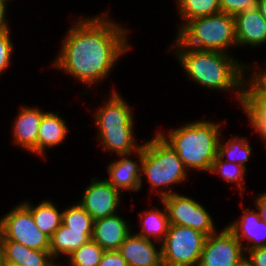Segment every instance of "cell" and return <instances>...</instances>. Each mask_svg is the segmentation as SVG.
<instances>
[{
  "instance_id": "12",
  "label": "cell",
  "mask_w": 266,
  "mask_h": 266,
  "mask_svg": "<svg viewBox=\"0 0 266 266\" xmlns=\"http://www.w3.org/2000/svg\"><path fill=\"white\" fill-rule=\"evenodd\" d=\"M17 115H15L12 122V129H10V137L12 138V145L18 146L26 153L35 154L38 157V133L39 125L43 114L46 110H43L40 105H20Z\"/></svg>"
},
{
  "instance_id": "26",
  "label": "cell",
  "mask_w": 266,
  "mask_h": 266,
  "mask_svg": "<svg viewBox=\"0 0 266 266\" xmlns=\"http://www.w3.org/2000/svg\"><path fill=\"white\" fill-rule=\"evenodd\" d=\"M104 252L99 244L90 239L66 257V264L61 262L59 266H98Z\"/></svg>"
},
{
  "instance_id": "32",
  "label": "cell",
  "mask_w": 266,
  "mask_h": 266,
  "mask_svg": "<svg viewBox=\"0 0 266 266\" xmlns=\"http://www.w3.org/2000/svg\"><path fill=\"white\" fill-rule=\"evenodd\" d=\"M258 0H220V10L231 16L255 7Z\"/></svg>"
},
{
  "instance_id": "18",
  "label": "cell",
  "mask_w": 266,
  "mask_h": 266,
  "mask_svg": "<svg viewBox=\"0 0 266 266\" xmlns=\"http://www.w3.org/2000/svg\"><path fill=\"white\" fill-rule=\"evenodd\" d=\"M60 111L56 112H48L46 111L39 125V133H38V157L45 158L47 150L57 148L63 144L66 140L65 138L70 132V128L66 123V119H63L61 115H59Z\"/></svg>"
},
{
  "instance_id": "9",
  "label": "cell",
  "mask_w": 266,
  "mask_h": 266,
  "mask_svg": "<svg viewBox=\"0 0 266 266\" xmlns=\"http://www.w3.org/2000/svg\"><path fill=\"white\" fill-rule=\"evenodd\" d=\"M0 217L4 239L22 243L35 250L49 251L50 238L36 226L30 210L22 203Z\"/></svg>"
},
{
  "instance_id": "4",
  "label": "cell",
  "mask_w": 266,
  "mask_h": 266,
  "mask_svg": "<svg viewBox=\"0 0 266 266\" xmlns=\"http://www.w3.org/2000/svg\"><path fill=\"white\" fill-rule=\"evenodd\" d=\"M171 129H158L156 133L178 154L186 169L209 173L218 156V144L224 121L198 119Z\"/></svg>"
},
{
  "instance_id": "40",
  "label": "cell",
  "mask_w": 266,
  "mask_h": 266,
  "mask_svg": "<svg viewBox=\"0 0 266 266\" xmlns=\"http://www.w3.org/2000/svg\"><path fill=\"white\" fill-rule=\"evenodd\" d=\"M240 266H251L249 262L245 259Z\"/></svg>"
},
{
  "instance_id": "38",
  "label": "cell",
  "mask_w": 266,
  "mask_h": 266,
  "mask_svg": "<svg viewBox=\"0 0 266 266\" xmlns=\"http://www.w3.org/2000/svg\"><path fill=\"white\" fill-rule=\"evenodd\" d=\"M3 243H4V234L0 223V264L3 262Z\"/></svg>"
},
{
  "instance_id": "28",
  "label": "cell",
  "mask_w": 266,
  "mask_h": 266,
  "mask_svg": "<svg viewBox=\"0 0 266 266\" xmlns=\"http://www.w3.org/2000/svg\"><path fill=\"white\" fill-rule=\"evenodd\" d=\"M263 64L246 63V96H266V60Z\"/></svg>"
},
{
  "instance_id": "19",
  "label": "cell",
  "mask_w": 266,
  "mask_h": 266,
  "mask_svg": "<svg viewBox=\"0 0 266 266\" xmlns=\"http://www.w3.org/2000/svg\"><path fill=\"white\" fill-rule=\"evenodd\" d=\"M93 231H76L67 226H61L53 233L50 238L49 252L52 258L60 264L68 255L78 249L81 245L87 243L92 237Z\"/></svg>"
},
{
  "instance_id": "37",
  "label": "cell",
  "mask_w": 266,
  "mask_h": 266,
  "mask_svg": "<svg viewBox=\"0 0 266 266\" xmlns=\"http://www.w3.org/2000/svg\"><path fill=\"white\" fill-rule=\"evenodd\" d=\"M256 7L266 20V0H258L256 3Z\"/></svg>"
},
{
  "instance_id": "36",
  "label": "cell",
  "mask_w": 266,
  "mask_h": 266,
  "mask_svg": "<svg viewBox=\"0 0 266 266\" xmlns=\"http://www.w3.org/2000/svg\"><path fill=\"white\" fill-rule=\"evenodd\" d=\"M254 200L251 202V206L255 207V209L259 212L260 219L266 222V190L262 191L261 194H256L253 198Z\"/></svg>"
},
{
  "instance_id": "31",
  "label": "cell",
  "mask_w": 266,
  "mask_h": 266,
  "mask_svg": "<svg viewBox=\"0 0 266 266\" xmlns=\"http://www.w3.org/2000/svg\"><path fill=\"white\" fill-rule=\"evenodd\" d=\"M22 266H59L49 251H41L26 247L25 263Z\"/></svg>"
},
{
  "instance_id": "5",
  "label": "cell",
  "mask_w": 266,
  "mask_h": 266,
  "mask_svg": "<svg viewBox=\"0 0 266 266\" xmlns=\"http://www.w3.org/2000/svg\"><path fill=\"white\" fill-rule=\"evenodd\" d=\"M188 176L191 175L178 154L157 133L149 140L144 139L140 192L146 178L145 184L150 185L148 188L150 194L153 196L154 193V196H158L160 200L178 193L173 188L187 183Z\"/></svg>"
},
{
  "instance_id": "13",
  "label": "cell",
  "mask_w": 266,
  "mask_h": 266,
  "mask_svg": "<svg viewBox=\"0 0 266 266\" xmlns=\"http://www.w3.org/2000/svg\"><path fill=\"white\" fill-rule=\"evenodd\" d=\"M142 159L143 146L135 153L115 157L106 165L105 171L108 178L105 179L122 194H124V191L137 194V192H140Z\"/></svg>"
},
{
  "instance_id": "16",
  "label": "cell",
  "mask_w": 266,
  "mask_h": 266,
  "mask_svg": "<svg viewBox=\"0 0 266 266\" xmlns=\"http://www.w3.org/2000/svg\"><path fill=\"white\" fill-rule=\"evenodd\" d=\"M234 19L238 48L266 46V20L256 6L238 13Z\"/></svg>"
},
{
  "instance_id": "35",
  "label": "cell",
  "mask_w": 266,
  "mask_h": 266,
  "mask_svg": "<svg viewBox=\"0 0 266 266\" xmlns=\"http://www.w3.org/2000/svg\"><path fill=\"white\" fill-rule=\"evenodd\" d=\"M10 1H14V0H0V33L5 32L7 30H12V28H10V22L9 20V15H7L8 11L7 9L11 7L9 3Z\"/></svg>"
},
{
  "instance_id": "6",
  "label": "cell",
  "mask_w": 266,
  "mask_h": 266,
  "mask_svg": "<svg viewBox=\"0 0 266 266\" xmlns=\"http://www.w3.org/2000/svg\"><path fill=\"white\" fill-rule=\"evenodd\" d=\"M174 38L184 47L234 55L230 51L237 48L234 16L219 12L192 19L175 33Z\"/></svg>"
},
{
  "instance_id": "23",
  "label": "cell",
  "mask_w": 266,
  "mask_h": 266,
  "mask_svg": "<svg viewBox=\"0 0 266 266\" xmlns=\"http://www.w3.org/2000/svg\"><path fill=\"white\" fill-rule=\"evenodd\" d=\"M175 3V9L180 18V23L177 22L176 33L192 19L221 12L220 0H177Z\"/></svg>"
},
{
  "instance_id": "24",
  "label": "cell",
  "mask_w": 266,
  "mask_h": 266,
  "mask_svg": "<svg viewBox=\"0 0 266 266\" xmlns=\"http://www.w3.org/2000/svg\"><path fill=\"white\" fill-rule=\"evenodd\" d=\"M241 110L252 133L266 145V96H245Z\"/></svg>"
},
{
  "instance_id": "10",
  "label": "cell",
  "mask_w": 266,
  "mask_h": 266,
  "mask_svg": "<svg viewBox=\"0 0 266 266\" xmlns=\"http://www.w3.org/2000/svg\"><path fill=\"white\" fill-rule=\"evenodd\" d=\"M245 257L239 240L224 226L206 237L198 266H240Z\"/></svg>"
},
{
  "instance_id": "3",
  "label": "cell",
  "mask_w": 266,
  "mask_h": 266,
  "mask_svg": "<svg viewBox=\"0 0 266 266\" xmlns=\"http://www.w3.org/2000/svg\"><path fill=\"white\" fill-rule=\"evenodd\" d=\"M107 93L102 96H106L102 98V105L92 106L91 114L97 130L95 138L101 145L100 151L109 152L115 156L135 153L142 148L144 139H141L143 142L139 143L135 134L136 117L133 106L119 93L117 88L112 87Z\"/></svg>"
},
{
  "instance_id": "20",
  "label": "cell",
  "mask_w": 266,
  "mask_h": 266,
  "mask_svg": "<svg viewBox=\"0 0 266 266\" xmlns=\"http://www.w3.org/2000/svg\"><path fill=\"white\" fill-rule=\"evenodd\" d=\"M159 205L161 207L152 206V208H148L147 210H143L140 212L138 224L139 231H135L134 233L154 241L162 242L165 239V236L168 232L169 221L166 208L162 201L159 200Z\"/></svg>"
},
{
  "instance_id": "17",
  "label": "cell",
  "mask_w": 266,
  "mask_h": 266,
  "mask_svg": "<svg viewBox=\"0 0 266 266\" xmlns=\"http://www.w3.org/2000/svg\"><path fill=\"white\" fill-rule=\"evenodd\" d=\"M120 212L94 221L91 239L104 250H118L126 237L132 232L133 225Z\"/></svg>"
},
{
  "instance_id": "11",
  "label": "cell",
  "mask_w": 266,
  "mask_h": 266,
  "mask_svg": "<svg viewBox=\"0 0 266 266\" xmlns=\"http://www.w3.org/2000/svg\"><path fill=\"white\" fill-rule=\"evenodd\" d=\"M97 178L91 176L89 184L86 185L80 199L77 200L94 221L119 213L121 200L124 199V195L105 178L102 180L100 177Z\"/></svg>"
},
{
  "instance_id": "8",
  "label": "cell",
  "mask_w": 266,
  "mask_h": 266,
  "mask_svg": "<svg viewBox=\"0 0 266 266\" xmlns=\"http://www.w3.org/2000/svg\"><path fill=\"white\" fill-rule=\"evenodd\" d=\"M179 192L160 199L166 208L169 225L191 227L206 236L217 232L219 227L207 207L192 196Z\"/></svg>"
},
{
  "instance_id": "34",
  "label": "cell",
  "mask_w": 266,
  "mask_h": 266,
  "mask_svg": "<svg viewBox=\"0 0 266 266\" xmlns=\"http://www.w3.org/2000/svg\"><path fill=\"white\" fill-rule=\"evenodd\" d=\"M245 259L251 266H266V245L252 250H245Z\"/></svg>"
},
{
  "instance_id": "7",
  "label": "cell",
  "mask_w": 266,
  "mask_h": 266,
  "mask_svg": "<svg viewBox=\"0 0 266 266\" xmlns=\"http://www.w3.org/2000/svg\"><path fill=\"white\" fill-rule=\"evenodd\" d=\"M206 237L191 227L169 225L161 242L163 266H198Z\"/></svg>"
},
{
  "instance_id": "39",
  "label": "cell",
  "mask_w": 266,
  "mask_h": 266,
  "mask_svg": "<svg viewBox=\"0 0 266 266\" xmlns=\"http://www.w3.org/2000/svg\"><path fill=\"white\" fill-rule=\"evenodd\" d=\"M0 266H22V265H18V264H15V263H9V262H2L0 264Z\"/></svg>"
},
{
  "instance_id": "22",
  "label": "cell",
  "mask_w": 266,
  "mask_h": 266,
  "mask_svg": "<svg viewBox=\"0 0 266 266\" xmlns=\"http://www.w3.org/2000/svg\"><path fill=\"white\" fill-rule=\"evenodd\" d=\"M223 132L218 144V156L227 162L240 164L248 170L247 163L254 151L253 146L250 145L251 142L247 136H238V134L225 139Z\"/></svg>"
},
{
  "instance_id": "30",
  "label": "cell",
  "mask_w": 266,
  "mask_h": 266,
  "mask_svg": "<svg viewBox=\"0 0 266 266\" xmlns=\"http://www.w3.org/2000/svg\"><path fill=\"white\" fill-rule=\"evenodd\" d=\"M26 246L13 240L4 239L3 261L22 265L25 263Z\"/></svg>"
},
{
  "instance_id": "1",
  "label": "cell",
  "mask_w": 266,
  "mask_h": 266,
  "mask_svg": "<svg viewBox=\"0 0 266 266\" xmlns=\"http://www.w3.org/2000/svg\"><path fill=\"white\" fill-rule=\"evenodd\" d=\"M105 11L94 16L80 14L71 20L72 24L59 41L60 50L49 65L87 87L89 91H82L84 96L89 95L90 87L106 81L133 47L130 41L132 29L118 19H112L110 10Z\"/></svg>"
},
{
  "instance_id": "27",
  "label": "cell",
  "mask_w": 266,
  "mask_h": 266,
  "mask_svg": "<svg viewBox=\"0 0 266 266\" xmlns=\"http://www.w3.org/2000/svg\"><path fill=\"white\" fill-rule=\"evenodd\" d=\"M62 224L76 231H93V218L78 203L70 204L63 209Z\"/></svg>"
},
{
  "instance_id": "21",
  "label": "cell",
  "mask_w": 266,
  "mask_h": 266,
  "mask_svg": "<svg viewBox=\"0 0 266 266\" xmlns=\"http://www.w3.org/2000/svg\"><path fill=\"white\" fill-rule=\"evenodd\" d=\"M21 202L30 210L39 230L51 238L62 224L63 209H59L52 199H44L37 204L24 199Z\"/></svg>"
},
{
  "instance_id": "2",
  "label": "cell",
  "mask_w": 266,
  "mask_h": 266,
  "mask_svg": "<svg viewBox=\"0 0 266 266\" xmlns=\"http://www.w3.org/2000/svg\"><path fill=\"white\" fill-rule=\"evenodd\" d=\"M166 51L173 53L190 83L193 81L194 85L214 93L231 92L242 108L246 96V62L233 54L184 47L175 38Z\"/></svg>"
},
{
  "instance_id": "15",
  "label": "cell",
  "mask_w": 266,
  "mask_h": 266,
  "mask_svg": "<svg viewBox=\"0 0 266 266\" xmlns=\"http://www.w3.org/2000/svg\"><path fill=\"white\" fill-rule=\"evenodd\" d=\"M118 251L128 266H163L161 243L141 237L133 230L120 245Z\"/></svg>"
},
{
  "instance_id": "29",
  "label": "cell",
  "mask_w": 266,
  "mask_h": 266,
  "mask_svg": "<svg viewBox=\"0 0 266 266\" xmlns=\"http://www.w3.org/2000/svg\"><path fill=\"white\" fill-rule=\"evenodd\" d=\"M12 30H7L0 33V77L6 73L12 65L13 53L15 52V44L12 35ZM7 70V71H6Z\"/></svg>"
},
{
  "instance_id": "25",
  "label": "cell",
  "mask_w": 266,
  "mask_h": 266,
  "mask_svg": "<svg viewBox=\"0 0 266 266\" xmlns=\"http://www.w3.org/2000/svg\"><path fill=\"white\" fill-rule=\"evenodd\" d=\"M249 172L245 167L237 163H230L225 160H222L219 156L213 161L210 171L208 174H215L221 176L225 183L237 185L235 186L239 195L244 197V191L246 186V174Z\"/></svg>"
},
{
  "instance_id": "14",
  "label": "cell",
  "mask_w": 266,
  "mask_h": 266,
  "mask_svg": "<svg viewBox=\"0 0 266 266\" xmlns=\"http://www.w3.org/2000/svg\"><path fill=\"white\" fill-rule=\"evenodd\" d=\"M241 213L239 218L231 220L225 226L239 240L244 250H252L266 245V222L262 221L259 212L251 207L239 203Z\"/></svg>"
},
{
  "instance_id": "33",
  "label": "cell",
  "mask_w": 266,
  "mask_h": 266,
  "mask_svg": "<svg viewBox=\"0 0 266 266\" xmlns=\"http://www.w3.org/2000/svg\"><path fill=\"white\" fill-rule=\"evenodd\" d=\"M98 266H128L118 250H105Z\"/></svg>"
}]
</instances>
